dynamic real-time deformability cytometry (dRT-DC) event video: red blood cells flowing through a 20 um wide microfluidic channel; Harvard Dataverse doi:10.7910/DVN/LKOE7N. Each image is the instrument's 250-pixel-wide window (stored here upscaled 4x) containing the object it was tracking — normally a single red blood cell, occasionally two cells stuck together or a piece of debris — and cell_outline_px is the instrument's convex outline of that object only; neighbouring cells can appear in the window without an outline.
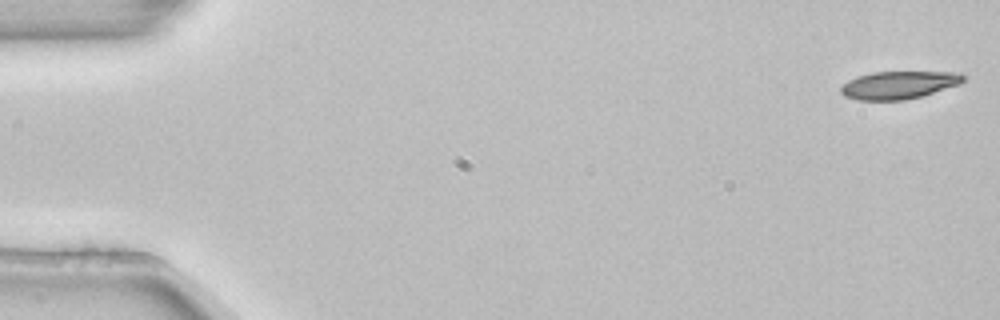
{"species": "common noctule bat (a hibernating species)", "species_latin": "Nyctalus noctula", "temperature_condition": "room temperature", "stored_images_in_passage": 4, "camera_frame_rate_fps": 3000, "um_per_image_px": 0.085, "animal": {"sex": "female", "body_mass_g": 22.7, "forearm_length_mm": 54.2}, "frame": {"image": 1, "passage_image": 1, "time_ms": 0.0, "image_size_px": [1000, 320], "cell_outline_px": [[964, 80], [960, 84], [920, 96], [904, 100], [856, 100], [844, 96], [840, 92], [840, 88], [848, 80], [856, 76], [872, 72], [960, 72], [964, 76]], "centroid_in_image_um": [76.36, 7.22], "position_along_channel_um": 8.6, "area_um2": 19.77}}
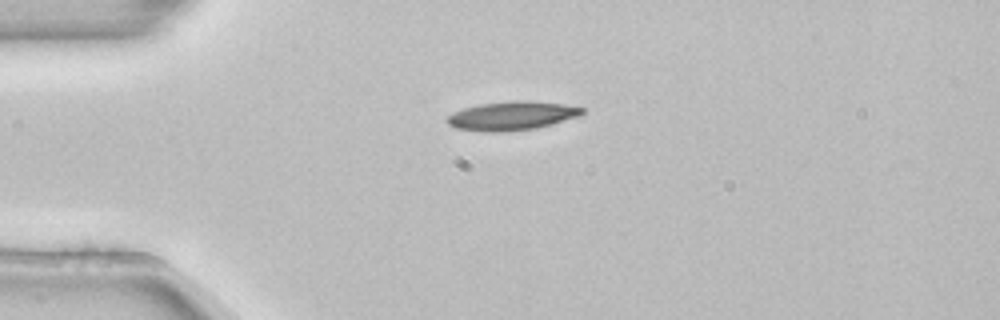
{"frame": {"image": 2, "passage_image": 4, "time_ms": 1.0, "image_size_px": [1000, 320], "cell_outline_px": [[584, 112], [580, 116], [552, 124], [536, 128], [504, 132], [484, 132], [456, 128], [448, 124], [444, 120], [448, 116], [464, 108], [480, 104], [512, 100], [528, 100], [564, 104], [584, 108]], "centroid_in_image_um": [43.52, 9.84], "position_along_channel_um": 41.5, "area_um2": 22.77}}